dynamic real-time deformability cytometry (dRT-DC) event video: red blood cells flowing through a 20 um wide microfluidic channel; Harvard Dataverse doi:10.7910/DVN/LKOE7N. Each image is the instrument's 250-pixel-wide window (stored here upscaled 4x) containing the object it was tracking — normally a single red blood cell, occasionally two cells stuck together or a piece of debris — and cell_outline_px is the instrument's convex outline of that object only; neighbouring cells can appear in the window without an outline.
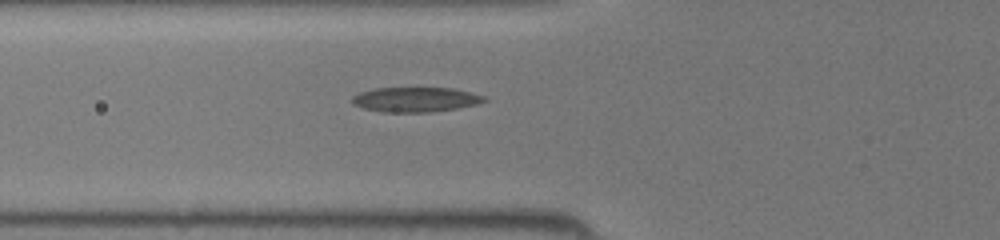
{"species": "common noctule bat (a hibernating species)", "species_latin": "Nyctalus noctula", "temperature_condition": "room temperature", "stored_images_in_passage": 26, "camera_frame_rate_fps": 3000, "um_per_image_px": 0.085, "animal": {"sex": "female", "body_mass_g": 19.5, "forearm_length_mm": 54.1}, "frame": {"image": 1, "passage_image": 2, "time_ms": 0.333, "image_size_px": [1000, 240], "cell_outline_px": [[488, 100], [476, 104], [456, 108], [432, 112], [384, 112], [364, 108], [352, 104], [352, 96], [360, 92], [372, 88], [452, 88], [484, 96]], "centroid_in_image_um": [35.28, 8.46], "position_along_channel_um": 90.5, "area_um2": 18.96}}
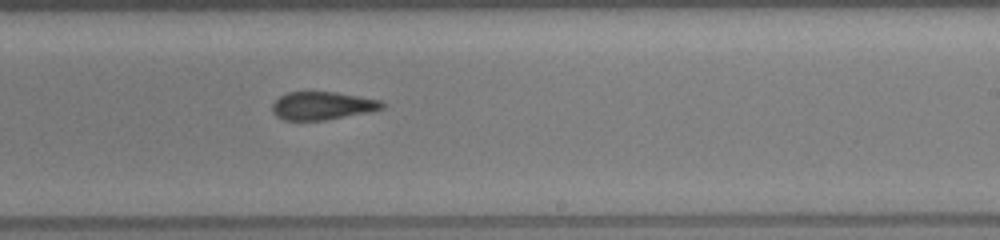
{"frame": {"image": 2, "passage_image": 13, "time_ms": 4.0, "image_size_px": [1000, 240], "cell_outline_px": [[388, 104], [384, 108], [368, 112], [324, 120], [284, 120], [276, 116], [272, 112], [272, 104], [280, 96], [288, 92], [336, 92], [360, 96], [380, 100]], "centroid_in_image_um": [27.41, 8.98], "position_along_channel_um": 261.6, "area_um2": 17.98}}
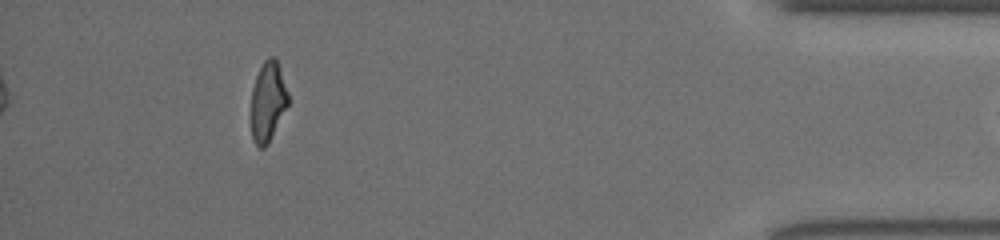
{"frame": {"image": 3, "passage_image": 26, "time_ms": 8.333, "image_size_px": [1000, 240], "cell_outline_px": [[288, 104], [268, 144], [264, 148], [260, 148], [252, 140], [252, 88], [256, 76], [264, 60], [268, 56], [276, 56], [288, 92]], "centroid_in_image_um": [22.77, 8.6], "position_along_channel_um": 412.4, "area_um2": 17.11}}